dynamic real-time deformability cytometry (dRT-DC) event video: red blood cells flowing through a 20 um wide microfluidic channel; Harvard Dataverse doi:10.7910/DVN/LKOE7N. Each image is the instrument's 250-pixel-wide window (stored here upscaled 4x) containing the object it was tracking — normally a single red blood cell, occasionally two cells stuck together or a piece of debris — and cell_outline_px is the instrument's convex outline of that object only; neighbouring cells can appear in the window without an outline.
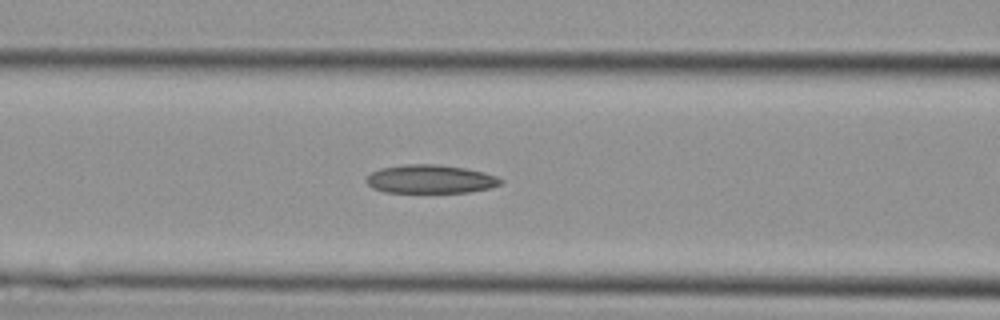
{"species": "Egyptian fruit bat (a non-hibernating species)", "species_latin": "Rousettus aegyptiacus", "temperature_condition": "cold", "stored_images_in_passage": 28, "camera_frame_rate_fps": 3000, "um_per_image_px": 0.085, "animal": {"sex": "female"}, "frame": {"image": 1, "passage_image": 14, "time_ms": 4.333, "image_size_px": [1000, 320], "cell_outline_px": [[504, 180], [500, 184], [492, 188], [468, 192], [384, 192], [372, 188], [364, 180], [372, 172], [380, 168], [404, 164], [440, 164], [464, 168], [484, 172], [496, 176]], "centroid_in_image_um": [36.58, 15.22], "position_along_channel_um": 130.0, "area_um2": 22.43}}
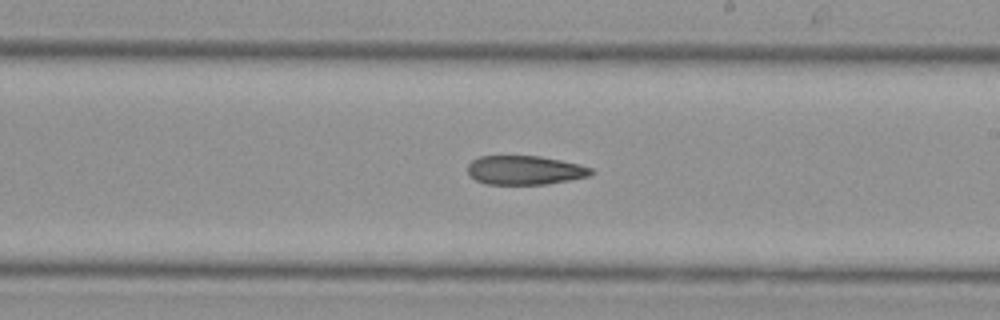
{"frame": {"image": 2, "passage_image": 20, "time_ms": 6.333, "image_size_px": [1000, 320], "cell_outline_px": [[596, 172], [588, 176], [548, 184], [484, 184], [476, 180], [468, 172], [468, 164], [472, 160], [480, 156], [540, 156], [580, 164], [592, 168]], "centroid_in_image_um": [44.63, 14.46], "position_along_channel_um": 244.4, "area_um2": 20.87}}
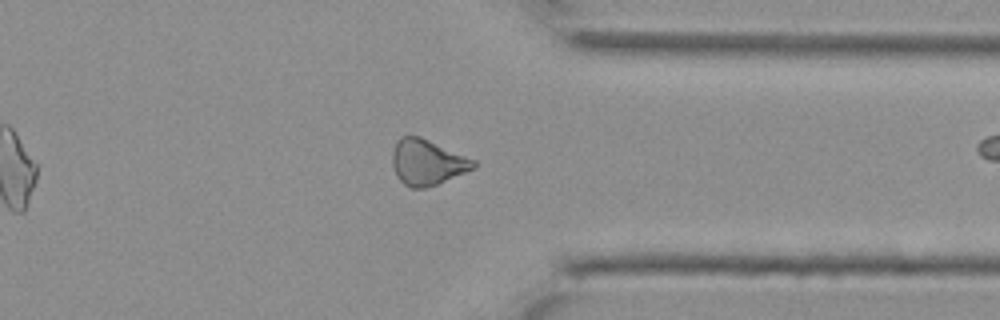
{"frame": {"image": 3, "passage_image": 27, "time_ms": 8.667, "image_size_px": [1000, 320], "cell_outline_px": [[476, 168], [436, 184], [424, 188], [412, 188], [404, 184], [396, 176], [392, 164], [392, 152], [400, 136], [420, 136], [476, 160]], "centroid_in_image_um": [36.31, 13.79], "position_along_channel_um": 375.1, "area_um2": 21.5}}